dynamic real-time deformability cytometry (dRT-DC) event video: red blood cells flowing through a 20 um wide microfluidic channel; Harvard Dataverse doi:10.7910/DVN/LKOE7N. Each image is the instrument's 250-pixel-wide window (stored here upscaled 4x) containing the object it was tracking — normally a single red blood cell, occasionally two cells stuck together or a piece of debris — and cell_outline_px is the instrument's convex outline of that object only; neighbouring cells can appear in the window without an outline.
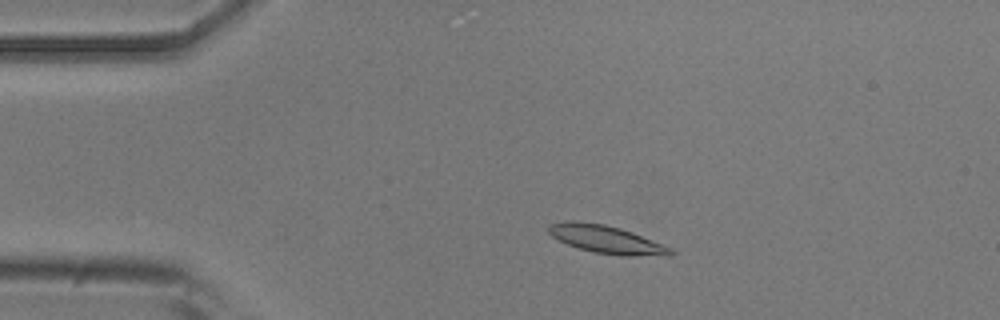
{"species": "common noctule bat (a hibernating species)", "species_latin": "Nyctalus noctula", "temperature_condition": "room temperature", "stored_images_in_passage": 50, "camera_frame_rate_fps": 3000, "um_per_image_px": 0.085, "animal": {"sex": "male", "body_mass_g": 20.5, "forearm_length_mm": 52.5}, "frame": {"image": 1, "passage_image": 8, "time_ms": 2.333, "image_size_px": [1000, 320], "cell_outline_px": [[676, 252], [672, 256], [620, 256], [592, 252], [568, 244], [552, 236], [548, 232], [548, 224], [564, 220], [572, 220], [604, 224], [620, 228], [632, 232], [672, 248]], "centroid_in_image_um": [51.57, 20.36], "position_along_channel_um": 33.4, "area_um2": 20.06}}
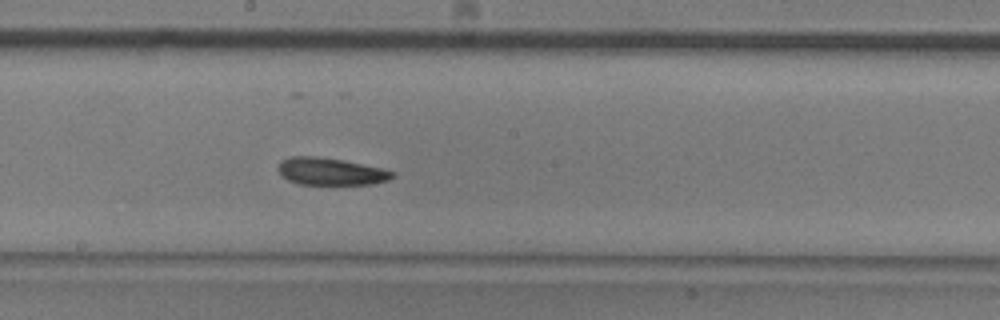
{"frame": {"image": 2, "passage_image": 26, "time_ms": 8.333, "image_size_px": [1000, 320], "cell_outline_px": [[396, 176], [388, 180], [372, 184], [300, 184], [288, 180], [280, 176], [276, 168], [280, 160], [292, 156], [316, 156], [344, 160], [380, 168], [396, 172]], "centroid_in_image_um": [28.07, 14.57], "position_along_channel_um": 220.1, "area_um2": 18.32}}
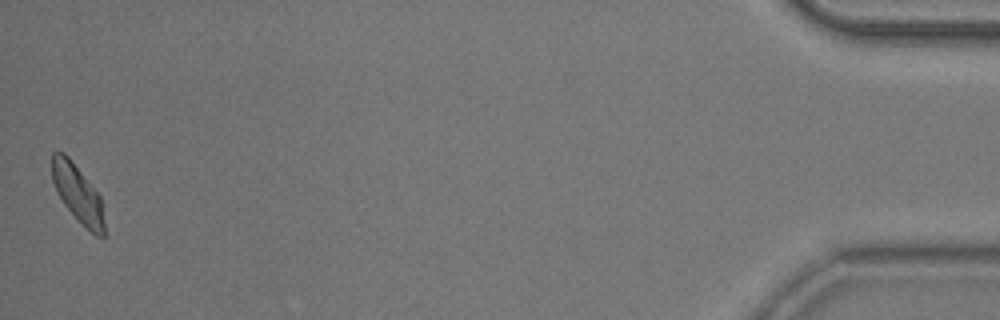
{"frame": {"image": 3, "passage_image": 50, "time_ms": 16.333, "image_size_px": [1000, 320], "cell_outline_px": [[104, 236], [96, 236], [64, 204], [56, 192], [52, 180], [52, 152], [64, 152], [68, 156], [100, 196], [104, 220]], "centroid_in_image_um": [6.58, 16.41], "position_along_channel_um": 428.6, "area_um2": 16.99}, "authors_computed_cell_mechanics": {"area_um2": 18.785, "velocity_mm_per_s": 3.7947, "shape_relaxation_time_tau1_ms": 4.6051, "shape_relaxation_time_tau2_ms": 2.9785, "deformation_change_tau1": 0.1162, "deformation_change_tau2": 0.0868}}